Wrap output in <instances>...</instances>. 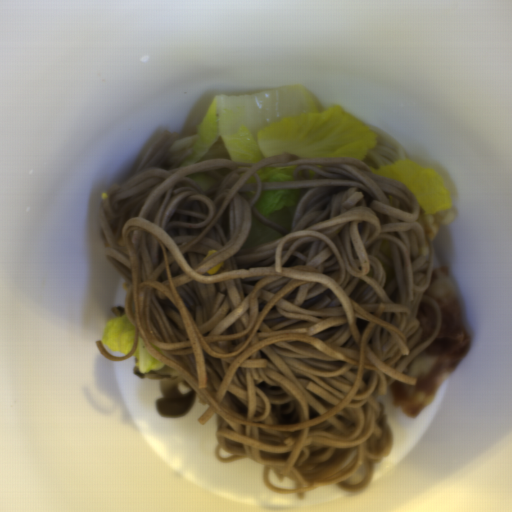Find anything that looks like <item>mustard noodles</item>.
<instances>
[{"label":"mustard noodles","instance_id":"0af2e427","mask_svg":"<svg viewBox=\"0 0 512 512\" xmlns=\"http://www.w3.org/2000/svg\"><path fill=\"white\" fill-rule=\"evenodd\" d=\"M179 137L161 133L99 201L134 340L127 355H110L100 340L98 350L121 362L140 335L209 406L199 425L215 415L216 460L264 465L273 493L365 490L393 447L377 398L395 381L416 385L403 372L442 325L425 295L434 261L415 194L349 156L287 152L179 168L193 152L171 159ZM295 164L292 181L261 183L256 173ZM201 172L217 179L207 191L186 175ZM250 176L257 183H244ZM282 188H301L290 230L254 208L263 190ZM253 214L281 239L242 247ZM362 464L364 481L344 483ZM270 468L296 488L272 486Z\"/></svg>","mask_w":512,"mask_h":512}]
</instances>
